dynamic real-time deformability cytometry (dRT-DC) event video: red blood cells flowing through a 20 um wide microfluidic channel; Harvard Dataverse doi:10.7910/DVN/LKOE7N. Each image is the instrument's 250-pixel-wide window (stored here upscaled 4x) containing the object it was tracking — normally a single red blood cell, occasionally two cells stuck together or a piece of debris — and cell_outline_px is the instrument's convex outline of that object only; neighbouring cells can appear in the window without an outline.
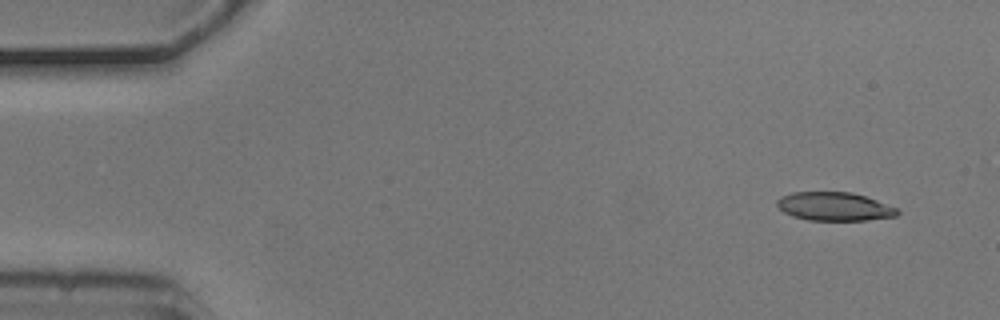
{"species": "common noctule bat (a hibernating species)", "species_latin": "Nyctalus noctula", "temperature_condition": "cold", "stored_images_in_passage": 3, "camera_frame_rate_fps": 3000, "um_per_image_px": 0.085, "animal": {"sex": "male", "body_mass_g": 20.5, "forearm_length_mm": 52.5}, "frame": {"image": 1, "passage_image": 1, "time_ms": 0.0, "image_size_px": [1000, 320], "cell_outline_px": [[900, 212], [896, 216], [868, 220], [808, 220], [792, 216], [784, 212], [776, 204], [776, 200], [780, 196], [792, 192], [852, 192], [876, 200], [896, 208]], "centroid_in_image_um": [70.89, 17.55], "position_along_channel_um": 14.1, "area_um2": 19.94}}